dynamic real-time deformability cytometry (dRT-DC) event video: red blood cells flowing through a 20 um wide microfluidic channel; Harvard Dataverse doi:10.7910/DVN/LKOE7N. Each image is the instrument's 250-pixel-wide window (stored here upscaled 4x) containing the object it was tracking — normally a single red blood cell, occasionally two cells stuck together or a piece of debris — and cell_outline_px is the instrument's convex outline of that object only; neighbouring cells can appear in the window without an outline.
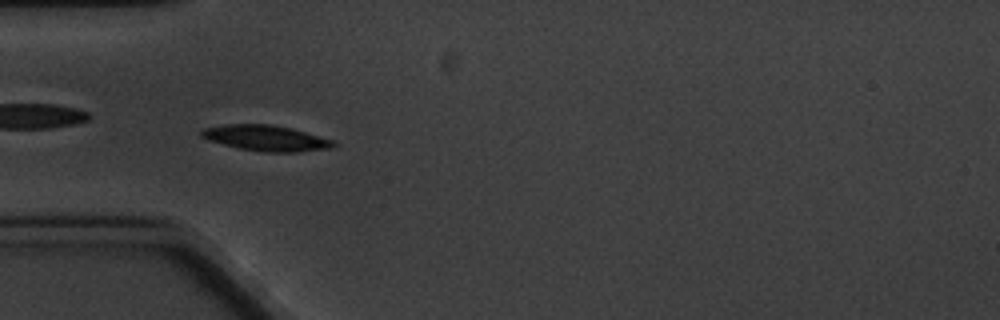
{"species": "common noctule bat (a hibernating species)", "species_latin": "Nyctalus noctula", "temperature_condition": "cold", "stored_images_in_passage": 6, "camera_frame_rate_fps": 3000, "um_per_image_px": 0.085, "animal": {"sex": "male", "body_mass_g": 20.1, "forearm_length_mm": 53.5}, "frame": {"image": 1, "passage_image": 5, "time_ms": 4.667, "image_size_px": [1000, 320], "cell_outline_px": [[336, 148], [296, 152], [264, 152], [240, 148], [208, 140], [200, 136], [200, 132], [204, 128], [224, 124], [268, 124], [292, 128], [336, 140]], "centroid_in_image_um": [22.68, 11.74], "position_along_channel_um": 62.3, "area_um2": 19.94}}